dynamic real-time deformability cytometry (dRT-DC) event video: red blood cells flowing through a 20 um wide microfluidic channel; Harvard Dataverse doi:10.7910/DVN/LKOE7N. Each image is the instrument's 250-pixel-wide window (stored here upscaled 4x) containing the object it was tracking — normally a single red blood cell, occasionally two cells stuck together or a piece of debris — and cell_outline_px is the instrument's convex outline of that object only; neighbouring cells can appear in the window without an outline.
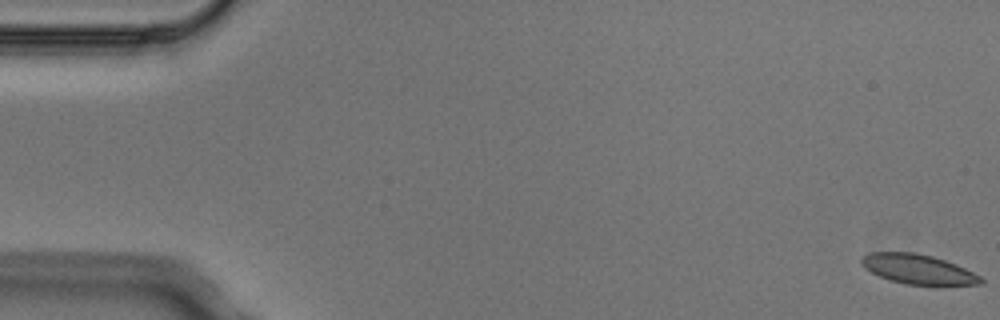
{"species": "Egyptian fruit bat (a non-hibernating species)", "species_latin": "Rousettus aegyptiacus", "temperature_condition": "cold", "stored_images_in_passage": 5, "camera_frame_rate_fps": 3000, "um_per_image_px": 0.085, "animal": {"sex": "male"}, "frame": {"image": 1, "passage_image": 1, "time_ms": 0.0, "image_size_px": [1000, 320], "cell_outline_px": [[984, 284], [936, 288], [904, 284], [880, 276], [864, 268], [860, 264], [860, 256], [868, 252], [912, 252], [932, 256], [956, 264], [980, 276], [984, 280]], "centroid_in_image_um": [78.08, 22.93], "position_along_channel_um": 6.9, "area_um2": 21.56}}
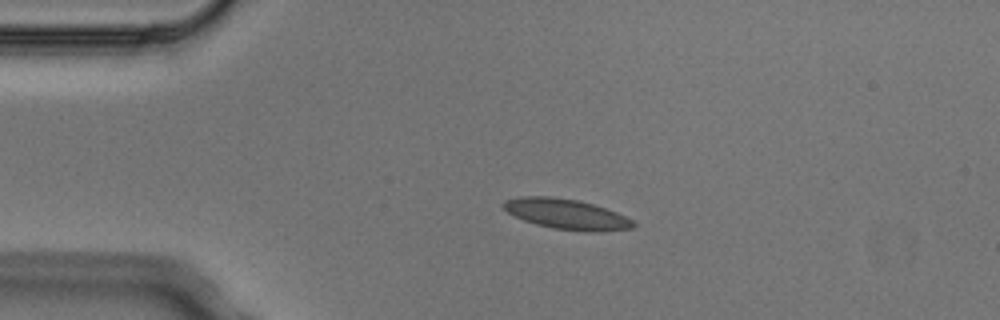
{"frame": {"image": 2, "passage_image": 4, "time_ms": 1.0, "image_size_px": [1000, 320], "cell_outline_px": [[636, 224], [632, 228], [600, 232], [588, 232], [552, 228], [536, 224], [524, 220], [508, 212], [500, 204], [504, 200], [520, 196], [552, 196], [576, 200], [592, 204], [616, 212], [632, 220]], "centroid_in_image_um": [48.12, 18.2], "position_along_channel_um": 36.9, "area_um2": 22.83}}
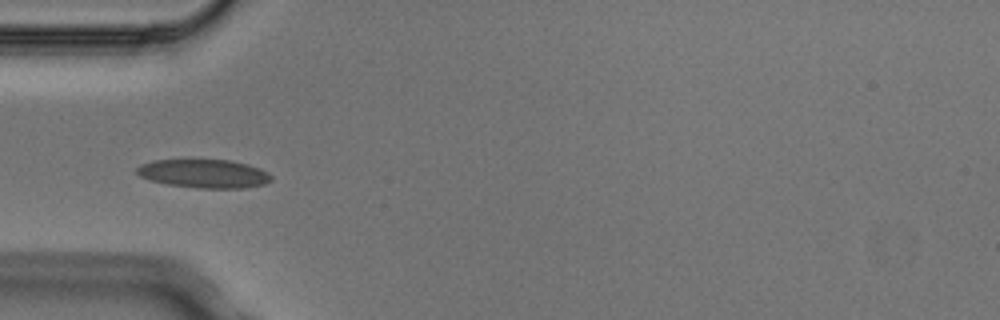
{"frame": {"image": 3, "passage_image": 5, "time_ms": 1.333, "image_size_px": [1000, 320], "cell_outline_px": [[272, 180], [264, 184], [244, 188], [196, 188], [168, 184], [148, 180], [140, 176], [136, 172], [136, 168], [140, 164], [152, 160], [192, 156], [228, 160], [248, 164], [260, 168], [268, 172], [272, 176]], "centroid_in_image_um": [17.28, 14.7], "position_along_channel_um": 67.7, "area_um2": 23.58}}